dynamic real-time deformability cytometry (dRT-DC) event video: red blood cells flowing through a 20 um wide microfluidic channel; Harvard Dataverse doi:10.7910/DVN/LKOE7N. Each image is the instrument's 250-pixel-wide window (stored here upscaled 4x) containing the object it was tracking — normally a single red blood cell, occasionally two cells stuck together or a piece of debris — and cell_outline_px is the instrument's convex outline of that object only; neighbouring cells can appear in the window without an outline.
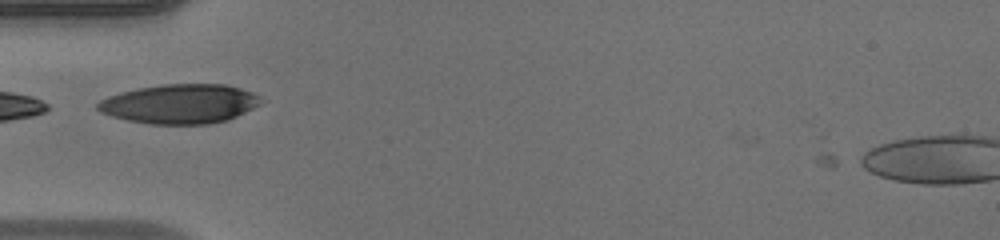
{"species": "human", "species_latin": "Homo sapiens", "temperature_condition": "warm", "stored_images_in_passage": 34, "camera_frame_rate_fps": 3000, "um_per_image_px": 0.085, "donor": {"sex": "male"}, "frame": {"image": 1, "passage_image": 1, "time_ms": 0.0, "image_size_px": [1000, 240], "cell_outline_px": [[260, 104], [228, 120], [208, 124], [152, 124], [128, 120], [112, 116], [100, 112], [96, 108], [96, 104], [100, 100], [108, 96], [120, 92], [140, 88], [164, 84], [224, 84], [240, 88], [252, 92], [260, 96]], "centroid_in_image_um": [15.27, 8.83], "position_along_channel_um": 69.7, "area_um2": 37.28}}